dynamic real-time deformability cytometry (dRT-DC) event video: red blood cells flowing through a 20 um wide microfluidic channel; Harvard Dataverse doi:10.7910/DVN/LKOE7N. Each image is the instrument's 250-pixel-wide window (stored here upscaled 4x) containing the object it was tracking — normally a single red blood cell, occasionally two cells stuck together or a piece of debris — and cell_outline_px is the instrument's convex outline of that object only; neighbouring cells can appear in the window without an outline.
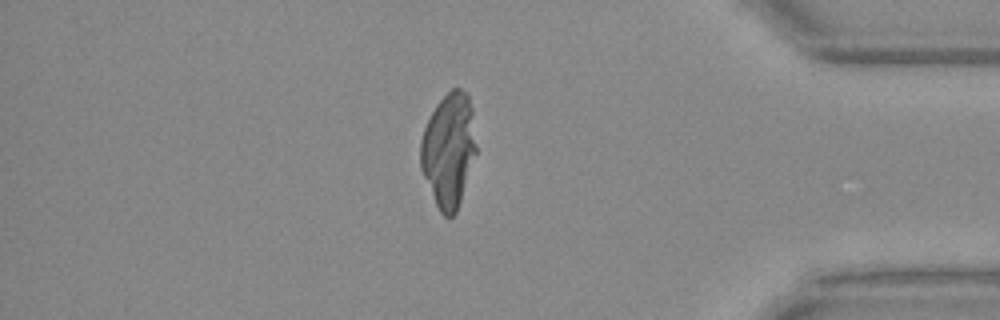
{"species": "Egyptian fruit bat (a non-hibernating species)", "species_latin": "Rousettus aegyptiacus", "temperature_condition": "warm", "stored_images_in_passage": 38, "camera_frame_rate_fps": 3000, "um_per_image_px": 0.085, "animal": {"sex": "female"}, "frame": {"image": 1, "passage_image": 31, "time_ms": 10.0, "image_size_px": [1000, 320], "cell_outline_px": [[476, 152], [456, 212], [452, 216], [444, 216], [440, 212], [436, 204], [420, 168], [420, 140], [424, 128], [436, 104], [452, 88], [460, 88], [468, 92], [472, 108], [476, 148]], "centroid_in_image_um": [38.13, 12.71], "position_along_channel_um": 397.1, "area_um2": 36.76}}
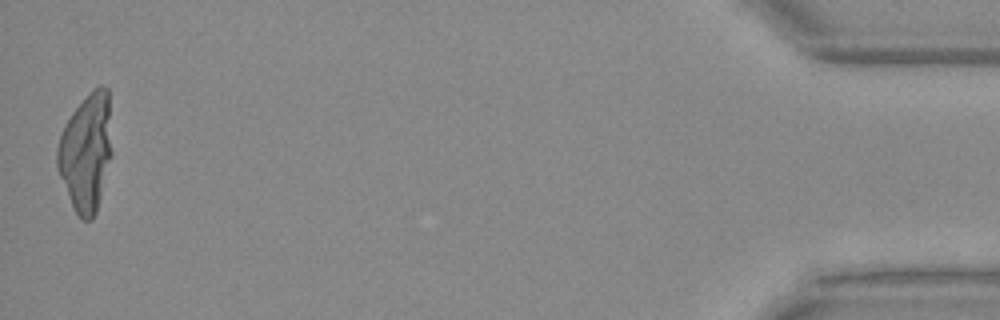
{"frame": {"image": 2, "passage_image": 38, "time_ms": 12.333, "image_size_px": [1000, 320], "cell_outline_px": [[112, 156], [96, 212], [92, 220], [84, 220], [76, 212], [72, 204], [56, 168], [56, 148], [64, 124], [72, 112], [100, 84], [108, 88], [112, 152]], "centroid_in_image_um": [7.32, 12.95], "position_along_channel_um": 427.9, "area_um2": 37.28}}